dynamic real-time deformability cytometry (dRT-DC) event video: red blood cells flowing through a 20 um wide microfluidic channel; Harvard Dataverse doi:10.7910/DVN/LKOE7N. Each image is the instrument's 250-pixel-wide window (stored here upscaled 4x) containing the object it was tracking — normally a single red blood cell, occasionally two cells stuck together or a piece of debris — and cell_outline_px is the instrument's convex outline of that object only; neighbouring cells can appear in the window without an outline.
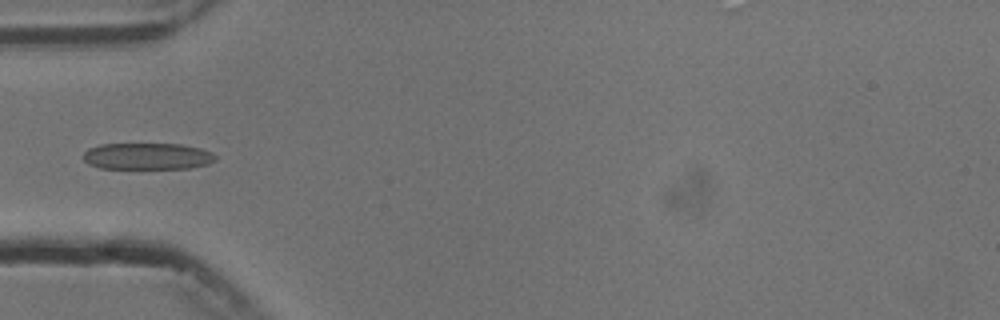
{"species": "common noctule bat (a hibernating species)", "species_latin": "Nyctalus noctula", "temperature_condition": "cold", "stored_images_in_passage": 8, "camera_frame_rate_fps": 3000, "um_per_image_px": 0.085, "animal": {"sex": "male", "body_mass_g": 13.3}, "frame": {"image": 1, "passage_image": 5, "time_ms": 5.667, "image_size_px": [1000, 320], "cell_outline_px": [[216, 160], [208, 164], [188, 168], [100, 168], [88, 164], [84, 160], [84, 152], [88, 148], [100, 144], [180, 144], [200, 148], [212, 152], [216, 156]], "centroid_in_image_um": [12.52, 13.27], "position_along_channel_um": 72.5, "area_um2": 20.46}}
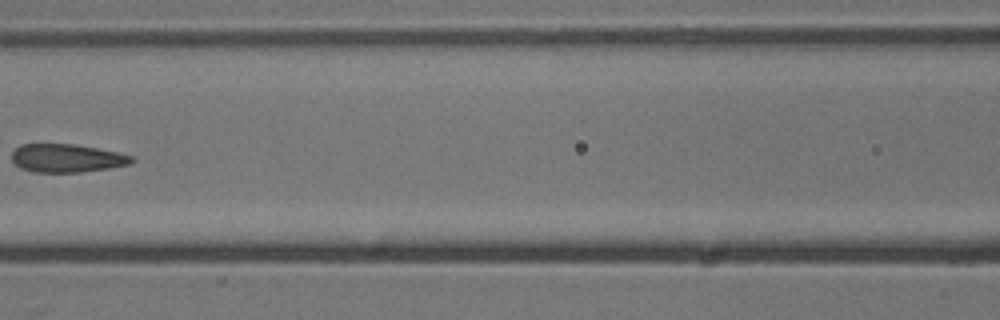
{"frame": {"image": 2, "passage_image": 7, "time_ms": 8.0, "image_size_px": [1000, 320], "cell_outline_px": [[136, 160], [132, 164], [108, 168], [80, 172], [32, 172], [20, 168], [12, 160], [12, 152], [20, 144], [76, 144], [116, 152], [132, 156]], "centroid_in_image_um": [5.68, 13.44], "position_along_channel_um": 160.9, "area_um2": 19.77}}
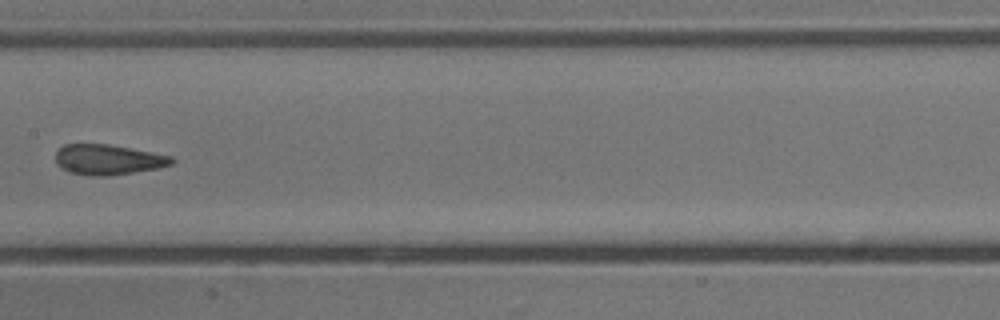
{"frame": {"image": 3, "passage_image": 8, "time_ms": 9.0, "image_size_px": [1000, 320], "cell_outline_px": [[176, 160], [172, 164], [156, 168], [108, 176], [92, 176], [68, 172], [56, 164], [56, 152], [64, 144], [108, 144], [152, 152], [172, 156]], "centroid_in_image_um": [9.17, 13.56], "position_along_channel_um": 198.2, "area_um2": 20.4}}